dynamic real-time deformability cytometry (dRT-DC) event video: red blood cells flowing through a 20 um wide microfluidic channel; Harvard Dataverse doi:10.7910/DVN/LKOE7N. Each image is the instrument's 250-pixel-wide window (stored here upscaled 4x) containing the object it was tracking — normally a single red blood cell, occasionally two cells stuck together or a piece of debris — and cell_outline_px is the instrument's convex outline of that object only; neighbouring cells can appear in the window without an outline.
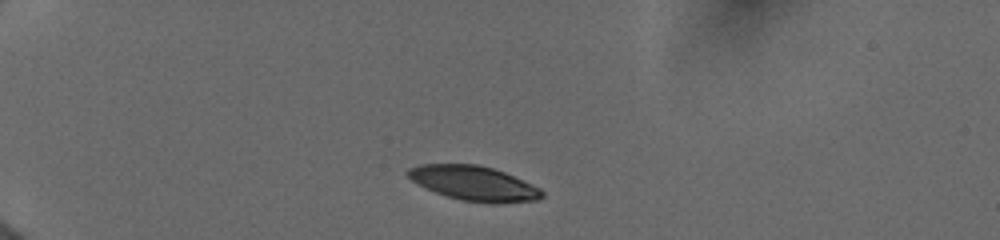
{"species": "human", "species_latin": "Homo sapiens", "temperature_condition": "cold", "stored_images_in_passage": 4, "camera_frame_rate_fps": 3000, "um_per_image_px": 0.085, "donor": {"sex": "female"}, "frame": {"image": 1, "passage_image": 1, "time_ms": 0.0, "image_size_px": [1000, 240], "cell_outline_px": [[544, 196], [536, 200], [504, 204], [488, 204], [460, 200], [436, 192], [412, 180], [404, 172], [408, 168], [420, 164], [476, 164], [492, 168], [504, 172], [540, 188], [544, 192]], "centroid_in_image_um": [40.3, 15.59], "position_along_channel_um": 44.7, "area_um2": 27.11}}
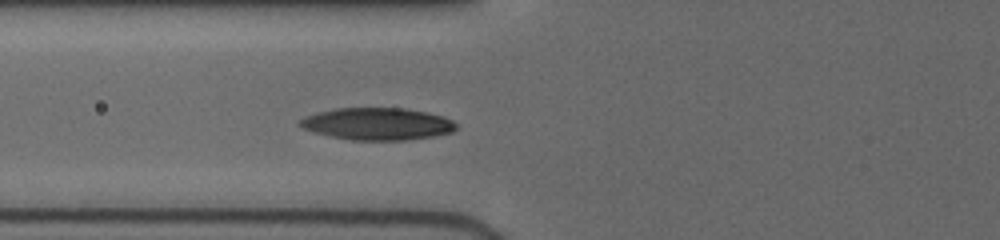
{"frame": {"image": 2, "passage_image": 4, "time_ms": 2.667, "image_size_px": [1000, 240], "cell_outline_px": [[456, 128], [452, 132], [436, 136], [404, 140], [352, 140], [332, 136], [300, 128], [296, 124], [304, 116], [336, 108], [404, 108], [444, 116], [452, 120], [456, 124]], "centroid_in_image_um": [32.07, 10.53], "position_along_channel_um": 93.7, "area_um2": 29.25}}